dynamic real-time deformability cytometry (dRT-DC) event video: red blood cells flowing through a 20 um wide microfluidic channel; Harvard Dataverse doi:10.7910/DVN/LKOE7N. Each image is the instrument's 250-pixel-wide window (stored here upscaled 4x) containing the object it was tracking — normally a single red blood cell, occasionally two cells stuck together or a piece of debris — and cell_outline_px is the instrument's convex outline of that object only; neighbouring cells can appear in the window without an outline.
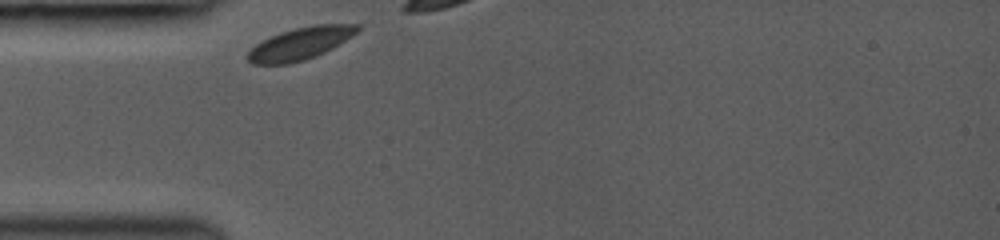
{"species": "common noctule bat (a hibernating species)", "species_latin": "Nyctalus noctula", "temperature_condition": "room temperature", "stored_images_in_passage": 1, "camera_frame_rate_fps": 3000, "um_per_image_px": 0.085, "animal": {"sex": "female", "body_mass_g": 19.0, "forearm_length_mm": 53.3}, "frame": {"image": 1, "passage_image": 1, "time_ms": 0.0, "image_size_px": [1000, 240], "cell_outline_px": [[360, 28], [352, 36], [332, 48], [316, 56], [304, 60], [288, 64], [252, 64], [244, 56], [256, 44], [280, 32], [312, 24], [360, 24]], "centroid_in_image_um": [25.51, 3.7], "position_along_channel_um": 59.5, "area_um2": 20.52}}